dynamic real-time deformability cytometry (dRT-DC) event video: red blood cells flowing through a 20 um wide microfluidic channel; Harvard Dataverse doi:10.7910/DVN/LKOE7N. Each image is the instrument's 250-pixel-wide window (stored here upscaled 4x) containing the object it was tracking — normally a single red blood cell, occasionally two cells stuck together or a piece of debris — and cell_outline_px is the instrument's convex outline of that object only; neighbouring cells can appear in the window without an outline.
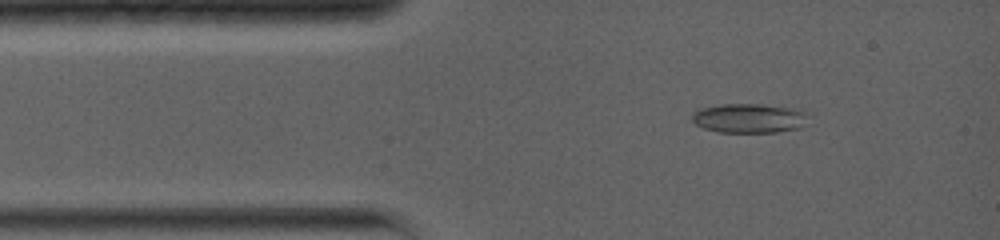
{"species": "common noctule bat (a hibernating species)", "species_latin": "Nyctalus noctula", "temperature_condition": "warm", "stored_images_in_passage": 41, "camera_frame_rate_fps": 5000, "um_per_image_px": 0.085, "animal": {"sex": "female", "body_mass_g": 19.0, "forearm_length_mm": 56.7}, "frame": {"image": 1, "passage_image": 4, "time_ms": 1.4, "image_size_px": [1000, 240], "cell_outline_px": [[808, 116], [800, 128], [776, 132], [720, 132], [704, 128], [696, 124], [692, 120], [692, 116], [700, 108], [720, 104], [760, 104], [788, 108], [804, 112]], "centroid_in_image_um": [63.64, 10.05], "position_along_channel_um": 21.4, "area_um2": 19.54}}
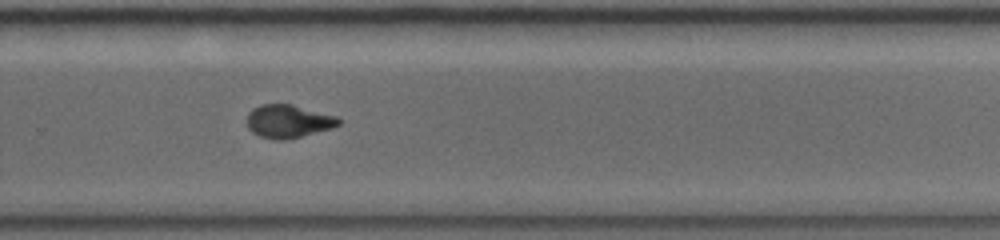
{"frame": {"image": 2, "passage_image": 20, "time_ms": 9.4, "image_size_px": [1000, 240], "cell_outline_px": [[340, 124], [332, 128], [288, 140], [276, 140], [260, 136], [252, 132], [248, 128], [248, 112], [252, 108], [260, 104], [292, 104], [336, 116], [340, 120]], "centroid_in_image_um": [24.49, 10.31], "position_along_channel_um": 305.3, "area_um2": 17.74}}
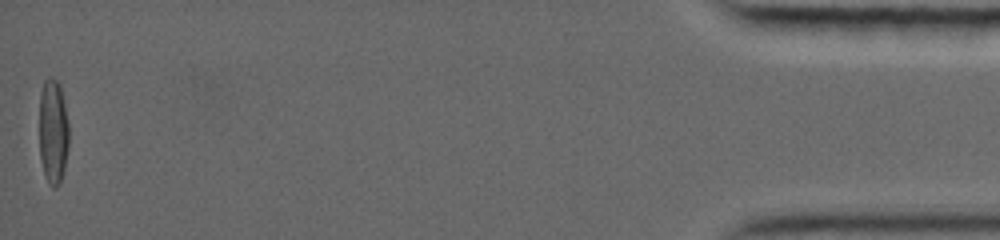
{"frame": {"image": 3, "passage_image": 41, "time_ms": 16.0, "image_size_px": [1000, 240], "cell_outline_px": [[68, 148], [64, 168], [60, 184], [56, 188], [52, 188], [48, 184], [44, 176], [40, 160], [40, 92], [44, 80], [48, 76], [52, 76], [60, 84], [68, 124]], "centroid_in_image_um": [4.5, 11.21], "position_along_channel_um": 430.7, "area_um2": 18.32}}